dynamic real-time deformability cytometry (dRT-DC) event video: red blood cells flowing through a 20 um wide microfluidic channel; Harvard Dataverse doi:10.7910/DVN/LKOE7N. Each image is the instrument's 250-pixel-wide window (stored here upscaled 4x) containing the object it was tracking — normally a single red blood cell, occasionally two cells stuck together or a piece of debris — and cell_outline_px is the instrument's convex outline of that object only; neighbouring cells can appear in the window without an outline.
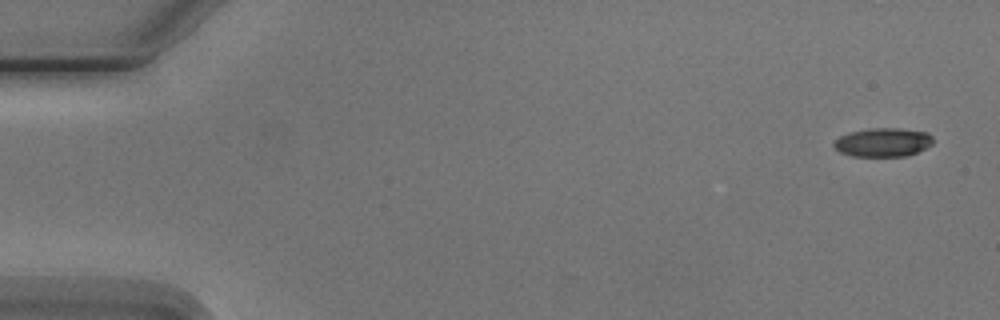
{"species": "Egyptian fruit bat (a non-hibernating species)", "species_latin": "Rousettus aegyptiacus", "temperature_condition": "cold", "stored_images_in_passage": 5, "camera_frame_rate_fps": 3000, "um_per_image_px": 0.085, "animal": {"sex": "male"}, "frame": {"image": 1, "passage_image": 1, "time_ms": 0.0, "image_size_px": [1000, 320], "cell_outline_px": [[932, 144], [916, 152], [904, 156], [852, 156], [840, 152], [832, 144], [840, 136], [848, 132], [868, 128], [900, 128], [928, 132], [932, 136]], "centroid_in_image_um": [75.04, 12.08], "position_along_channel_um": 10.0, "area_um2": 16.59}}